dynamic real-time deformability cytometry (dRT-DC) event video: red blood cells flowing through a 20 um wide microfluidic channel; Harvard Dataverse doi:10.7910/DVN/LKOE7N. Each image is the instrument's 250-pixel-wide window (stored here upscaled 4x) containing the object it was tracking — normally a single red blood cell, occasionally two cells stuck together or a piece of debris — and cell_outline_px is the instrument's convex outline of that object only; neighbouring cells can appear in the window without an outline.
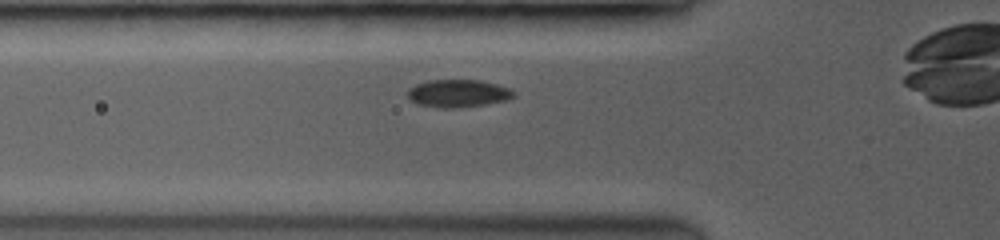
{"species": "common noctule bat (a hibernating species)", "species_latin": "Nyctalus noctula", "temperature_condition": "room temperature", "stored_images_in_passage": 7, "camera_frame_rate_fps": 3500, "um_per_image_px": 0.085, "animal": {"sex": "female", "body_mass_g": 19.0, "forearm_length_mm": 53.3}, "frame": {"image": 1, "passage_image": 5, "time_ms": 2.0, "image_size_px": [1000, 240], "cell_outline_px": [[512, 96], [504, 100], [484, 104], [448, 108], [420, 104], [412, 100], [408, 96], [408, 88], [416, 84], [428, 80], [480, 80], [496, 84], [508, 88], [512, 92]], "centroid_in_image_um": [38.88, 7.91], "position_along_channel_um": 86.9, "area_um2": 16.47}}